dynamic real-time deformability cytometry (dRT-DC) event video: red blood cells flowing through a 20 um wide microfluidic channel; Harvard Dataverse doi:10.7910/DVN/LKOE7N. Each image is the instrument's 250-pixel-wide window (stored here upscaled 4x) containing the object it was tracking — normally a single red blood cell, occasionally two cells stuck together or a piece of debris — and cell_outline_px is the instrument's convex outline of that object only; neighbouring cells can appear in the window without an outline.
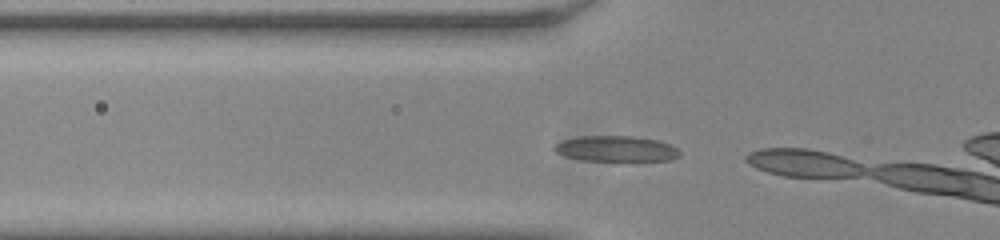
{"species": "common noctule bat (a hibernating species)", "species_latin": "Nyctalus noctula", "temperature_condition": "room temperature", "stored_images_in_passage": 5, "camera_frame_rate_fps": 3000, "um_per_image_px": 0.085, "animal": {"sex": "male", "body_mass_g": 20.0, "forearm_length_mm": 53.3}, "frame": {"image": 1, "passage_image": 4, "time_ms": 1.0, "image_size_px": [1000, 240], "cell_outline_px": [[680, 156], [672, 160], [584, 160], [568, 156], [556, 152], [552, 148], [556, 144], [564, 140], [580, 136], [632, 136], [656, 140], [668, 144], [676, 148], [680, 152]], "centroid_in_image_um": [52.38, 12.63], "position_along_channel_um": 73.4, "area_um2": 18.32}}